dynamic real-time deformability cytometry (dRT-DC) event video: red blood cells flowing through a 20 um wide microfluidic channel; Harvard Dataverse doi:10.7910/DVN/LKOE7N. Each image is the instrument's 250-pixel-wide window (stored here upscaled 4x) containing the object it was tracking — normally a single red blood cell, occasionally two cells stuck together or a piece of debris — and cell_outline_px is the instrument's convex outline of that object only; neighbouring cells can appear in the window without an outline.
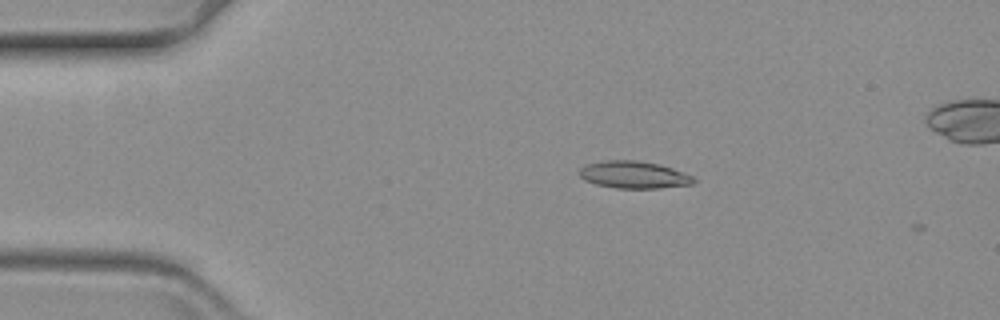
{"species": "common noctule bat (a hibernating species)", "species_latin": "Nyctalus noctula", "temperature_condition": "warm", "stored_images_in_passage": 2, "camera_frame_rate_fps": 3000, "um_per_image_px": 0.085, "animal": {"sex": "female", "body_mass_g": 19.3, "forearm_length_mm": 54.1}, "frame": {"image": 1, "passage_image": 1, "time_ms": 0.0, "image_size_px": [1000, 320], "cell_outline_px": [[696, 180], [692, 184], [660, 188], [616, 188], [596, 184], [584, 180], [580, 176], [580, 168], [584, 164], [604, 160], [636, 160], [660, 164], [672, 168], [692, 176]], "centroid_in_image_um": [53.85, 14.85], "position_along_channel_um": 31.2, "area_um2": 18.15}}